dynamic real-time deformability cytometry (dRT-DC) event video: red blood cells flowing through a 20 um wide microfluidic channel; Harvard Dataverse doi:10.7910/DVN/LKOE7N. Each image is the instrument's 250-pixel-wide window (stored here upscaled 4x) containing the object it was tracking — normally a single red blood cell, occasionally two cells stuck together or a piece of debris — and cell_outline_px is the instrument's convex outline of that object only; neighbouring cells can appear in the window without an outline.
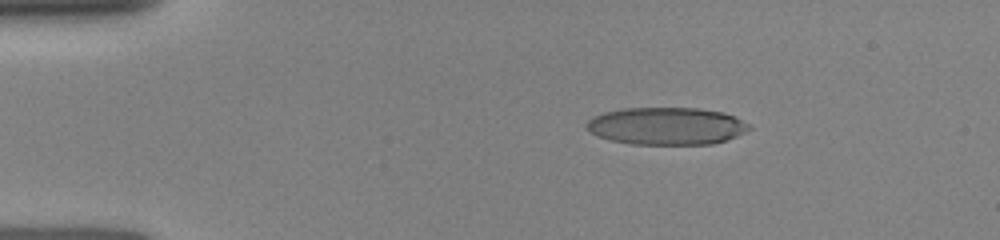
{"species": "human", "species_latin": "Homo sapiens", "temperature_condition": "room temperature", "stored_images_in_passage": 21, "camera_frame_rate_fps": 3000, "um_per_image_px": 0.085, "donor": {"sex": "female"}, "frame": {"image": 1, "passage_image": 1, "time_ms": 0.0, "image_size_px": [1000, 240], "cell_outline_px": [[752, 128], [736, 136], [712, 144], [632, 144], [612, 140], [600, 136], [592, 132], [588, 128], [588, 120], [604, 112], [624, 108], [700, 108], [724, 112], [736, 116], [752, 124]], "centroid_in_image_um": [56.75, 10.7], "position_along_channel_um": 28.3, "area_um2": 35.32}}
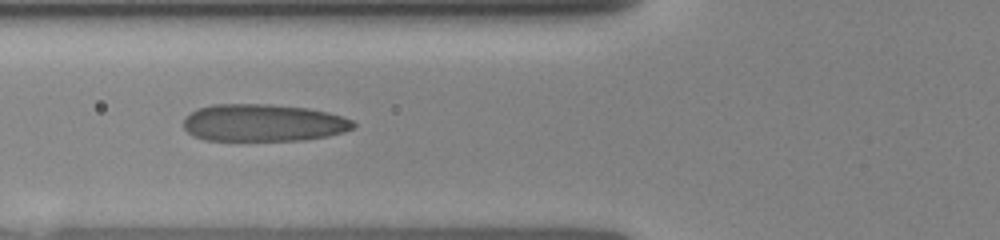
{"frame": {"image": 2, "passage_image": 9, "time_ms": 3.333, "image_size_px": [1000, 240], "cell_outline_px": [[356, 124], [352, 128], [344, 132], [328, 136], [304, 140], [204, 140], [192, 136], [184, 128], [184, 120], [196, 108], [212, 104], [272, 104], [308, 108], [328, 112], [352, 120]], "centroid_in_image_um": [22.37, 10.43], "position_along_channel_um": 103.4, "area_um2": 36.99}}
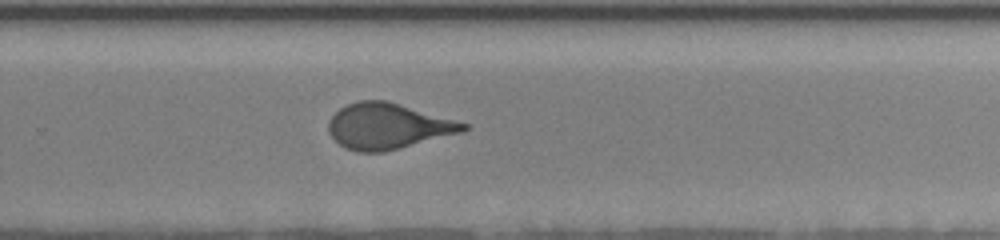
{"frame": {"image": 3, "passage_image": 21, "time_ms": 8.0, "image_size_px": [1000, 240], "cell_outline_px": [[468, 128], [464, 132], [384, 152], [356, 152], [344, 148], [328, 132], [328, 120], [340, 108], [348, 104], [360, 100], [388, 100], [468, 124]], "centroid_in_image_um": [32.96, 10.73], "position_along_channel_um": 296.8, "area_um2": 35.95}}